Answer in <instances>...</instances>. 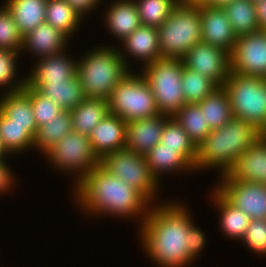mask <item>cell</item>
I'll use <instances>...</instances> for the list:
<instances>
[{
	"label": "cell",
	"mask_w": 266,
	"mask_h": 267,
	"mask_svg": "<svg viewBox=\"0 0 266 267\" xmlns=\"http://www.w3.org/2000/svg\"><path fill=\"white\" fill-rule=\"evenodd\" d=\"M42 158L54 171L68 175L74 188L90 171L100 165L89 136L70 132L50 148ZM73 176V177H71Z\"/></svg>",
	"instance_id": "6"
},
{
	"label": "cell",
	"mask_w": 266,
	"mask_h": 267,
	"mask_svg": "<svg viewBox=\"0 0 266 267\" xmlns=\"http://www.w3.org/2000/svg\"><path fill=\"white\" fill-rule=\"evenodd\" d=\"M85 20L104 5L106 0H65Z\"/></svg>",
	"instance_id": "43"
},
{
	"label": "cell",
	"mask_w": 266,
	"mask_h": 267,
	"mask_svg": "<svg viewBox=\"0 0 266 267\" xmlns=\"http://www.w3.org/2000/svg\"><path fill=\"white\" fill-rule=\"evenodd\" d=\"M165 147L179 151L195 166L197 148L191 142L186 131L173 117L165 115V126L160 141Z\"/></svg>",
	"instance_id": "35"
},
{
	"label": "cell",
	"mask_w": 266,
	"mask_h": 267,
	"mask_svg": "<svg viewBox=\"0 0 266 267\" xmlns=\"http://www.w3.org/2000/svg\"><path fill=\"white\" fill-rule=\"evenodd\" d=\"M38 91L53 100L64 111L73 110L86 98L77 75L69 81L48 82Z\"/></svg>",
	"instance_id": "27"
},
{
	"label": "cell",
	"mask_w": 266,
	"mask_h": 267,
	"mask_svg": "<svg viewBox=\"0 0 266 267\" xmlns=\"http://www.w3.org/2000/svg\"><path fill=\"white\" fill-rule=\"evenodd\" d=\"M23 91L31 99L33 114L38 127L46 124V121L54 119L63 111L53 100L42 95L38 90L30 88L27 84H25Z\"/></svg>",
	"instance_id": "39"
},
{
	"label": "cell",
	"mask_w": 266,
	"mask_h": 267,
	"mask_svg": "<svg viewBox=\"0 0 266 267\" xmlns=\"http://www.w3.org/2000/svg\"><path fill=\"white\" fill-rule=\"evenodd\" d=\"M70 41L60 30L44 22L23 37L21 54H30L36 60L66 50L72 44Z\"/></svg>",
	"instance_id": "19"
},
{
	"label": "cell",
	"mask_w": 266,
	"mask_h": 267,
	"mask_svg": "<svg viewBox=\"0 0 266 267\" xmlns=\"http://www.w3.org/2000/svg\"><path fill=\"white\" fill-rule=\"evenodd\" d=\"M201 0H182V3H199Z\"/></svg>",
	"instance_id": "47"
},
{
	"label": "cell",
	"mask_w": 266,
	"mask_h": 267,
	"mask_svg": "<svg viewBox=\"0 0 266 267\" xmlns=\"http://www.w3.org/2000/svg\"><path fill=\"white\" fill-rule=\"evenodd\" d=\"M157 30L161 57L182 59L202 42L199 3H179Z\"/></svg>",
	"instance_id": "5"
},
{
	"label": "cell",
	"mask_w": 266,
	"mask_h": 267,
	"mask_svg": "<svg viewBox=\"0 0 266 267\" xmlns=\"http://www.w3.org/2000/svg\"><path fill=\"white\" fill-rule=\"evenodd\" d=\"M1 2L12 14L18 31L23 37L45 22L48 0H4Z\"/></svg>",
	"instance_id": "24"
},
{
	"label": "cell",
	"mask_w": 266,
	"mask_h": 267,
	"mask_svg": "<svg viewBox=\"0 0 266 267\" xmlns=\"http://www.w3.org/2000/svg\"><path fill=\"white\" fill-rule=\"evenodd\" d=\"M255 256L266 258V219H252L240 241Z\"/></svg>",
	"instance_id": "40"
},
{
	"label": "cell",
	"mask_w": 266,
	"mask_h": 267,
	"mask_svg": "<svg viewBox=\"0 0 266 267\" xmlns=\"http://www.w3.org/2000/svg\"><path fill=\"white\" fill-rule=\"evenodd\" d=\"M233 117L251 122L266 134V78L230 72L223 84Z\"/></svg>",
	"instance_id": "7"
},
{
	"label": "cell",
	"mask_w": 266,
	"mask_h": 267,
	"mask_svg": "<svg viewBox=\"0 0 266 267\" xmlns=\"http://www.w3.org/2000/svg\"><path fill=\"white\" fill-rule=\"evenodd\" d=\"M183 67L182 59L161 58L139 69L160 114L173 117L186 104L181 83Z\"/></svg>",
	"instance_id": "8"
},
{
	"label": "cell",
	"mask_w": 266,
	"mask_h": 267,
	"mask_svg": "<svg viewBox=\"0 0 266 267\" xmlns=\"http://www.w3.org/2000/svg\"><path fill=\"white\" fill-rule=\"evenodd\" d=\"M165 126V115L128 121L125 149L145 156L160 141Z\"/></svg>",
	"instance_id": "21"
},
{
	"label": "cell",
	"mask_w": 266,
	"mask_h": 267,
	"mask_svg": "<svg viewBox=\"0 0 266 267\" xmlns=\"http://www.w3.org/2000/svg\"><path fill=\"white\" fill-rule=\"evenodd\" d=\"M10 154L5 150V148L3 147L2 141H1V137H0V158L1 159H9L12 156H9Z\"/></svg>",
	"instance_id": "46"
},
{
	"label": "cell",
	"mask_w": 266,
	"mask_h": 267,
	"mask_svg": "<svg viewBox=\"0 0 266 267\" xmlns=\"http://www.w3.org/2000/svg\"><path fill=\"white\" fill-rule=\"evenodd\" d=\"M201 10V40L232 53L237 36L222 6H209L199 2Z\"/></svg>",
	"instance_id": "17"
},
{
	"label": "cell",
	"mask_w": 266,
	"mask_h": 267,
	"mask_svg": "<svg viewBox=\"0 0 266 267\" xmlns=\"http://www.w3.org/2000/svg\"><path fill=\"white\" fill-rule=\"evenodd\" d=\"M216 180H239L266 185V134L239 155L231 168Z\"/></svg>",
	"instance_id": "16"
},
{
	"label": "cell",
	"mask_w": 266,
	"mask_h": 267,
	"mask_svg": "<svg viewBox=\"0 0 266 267\" xmlns=\"http://www.w3.org/2000/svg\"><path fill=\"white\" fill-rule=\"evenodd\" d=\"M69 49L68 47L60 53L32 60L30 72L26 71V84L32 89L39 90L48 82L69 81L76 76V57L80 55H71Z\"/></svg>",
	"instance_id": "14"
},
{
	"label": "cell",
	"mask_w": 266,
	"mask_h": 267,
	"mask_svg": "<svg viewBox=\"0 0 266 267\" xmlns=\"http://www.w3.org/2000/svg\"><path fill=\"white\" fill-rule=\"evenodd\" d=\"M71 190L74 207L77 206L81 215L88 219L94 218L95 221L105 217L127 220L128 223L136 221V224L138 221L136 227L139 228L152 206L139 191L119 177L111 175L100 165L94 167Z\"/></svg>",
	"instance_id": "2"
},
{
	"label": "cell",
	"mask_w": 266,
	"mask_h": 267,
	"mask_svg": "<svg viewBox=\"0 0 266 267\" xmlns=\"http://www.w3.org/2000/svg\"><path fill=\"white\" fill-rule=\"evenodd\" d=\"M20 52L0 49V94L19 92L26 84V73H17L21 69L18 58ZM19 74V75H18ZM21 75V77H20ZM19 76V77H18Z\"/></svg>",
	"instance_id": "34"
},
{
	"label": "cell",
	"mask_w": 266,
	"mask_h": 267,
	"mask_svg": "<svg viewBox=\"0 0 266 267\" xmlns=\"http://www.w3.org/2000/svg\"><path fill=\"white\" fill-rule=\"evenodd\" d=\"M100 166L139 191L152 205L166 202L161 200L159 194L164 186L152 176L145 156L122 149L104 155Z\"/></svg>",
	"instance_id": "10"
},
{
	"label": "cell",
	"mask_w": 266,
	"mask_h": 267,
	"mask_svg": "<svg viewBox=\"0 0 266 267\" xmlns=\"http://www.w3.org/2000/svg\"><path fill=\"white\" fill-rule=\"evenodd\" d=\"M117 47L125 66L129 70L135 69L134 63L136 62V64H141L140 66L136 65L138 69H141L162 58L158 30L155 27L140 25Z\"/></svg>",
	"instance_id": "15"
},
{
	"label": "cell",
	"mask_w": 266,
	"mask_h": 267,
	"mask_svg": "<svg viewBox=\"0 0 266 267\" xmlns=\"http://www.w3.org/2000/svg\"><path fill=\"white\" fill-rule=\"evenodd\" d=\"M79 52L77 76L86 98L108 100L120 80L130 71L124 64L118 47L111 44L94 45Z\"/></svg>",
	"instance_id": "4"
},
{
	"label": "cell",
	"mask_w": 266,
	"mask_h": 267,
	"mask_svg": "<svg viewBox=\"0 0 266 267\" xmlns=\"http://www.w3.org/2000/svg\"><path fill=\"white\" fill-rule=\"evenodd\" d=\"M208 197L211 199L210 203L213 204L212 208H216L214 212H218L219 231L226 239L239 243L249 226L250 217L231 204L214 186Z\"/></svg>",
	"instance_id": "22"
},
{
	"label": "cell",
	"mask_w": 266,
	"mask_h": 267,
	"mask_svg": "<svg viewBox=\"0 0 266 267\" xmlns=\"http://www.w3.org/2000/svg\"><path fill=\"white\" fill-rule=\"evenodd\" d=\"M141 25L160 27L179 4L177 0H134Z\"/></svg>",
	"instance_id": "37"
},
{
	"label": "cell",
	"mask_w": 266,
	"mask_h": 267,
	"mask_svg": "<svg viewBox=\"0 0 266 267\" xmlns=\"http://www.w3.org/2000/svg\"><path fill=\"white\" fill-rule=\"evenodd\" d=\"M0 137L5 150L10 156H20L34 151V135L29 131V125L11 124L10 119L0 111ZM15 155V156H14Z\"/></svg>",
	"instance_id": "28"
},
{
	"label": "cell",
	"mask_w": 266,
	"mask_h": 267,
	"mask_svg": "<svg viewBox=\"0 0 266 267\" xmlns=\"http://www.w3.org/2000/svg\"><path fill=\"white\" fill-rule=\"evenodd\" d=\"M127 122L108 113L89 135L92 149L99 159L108 153L125 149Z\"/></svg>",
	"instance_id": "20"
},
{
	"label": "cell",
	"mask_w": 266,
	"mask_h": 267,
	"mask_svg": "<svg viewBox=\"0 0 266 267\" xmlns=\"http://www.w3.org/2000/svg\"><path fill=\"white\" fill-rule=\"evenodd\" d=\"M200 227L201 225L197 226L196 222L189 228L188 254L195 262L200 258L207 245L206 232Z\"/></svg>",
	"instance_id": "41"
},
{
	"label": "cell",
	"mask_w": 266,
	"mask_h": 267,
	"mask_svg": "<svg viewBox=\"0 0 266 267\" xmlns=\"http://www.w3.org/2000/svg\"><path fill=\"white\" fill-rule=\"evenodd\" d=\"M222 7L237 37L260 30L255 4L250 0H231Z\"/></svg>",
	"instance_id": "31"
},
{
	"label": "cell",
	"mask_w": 266,
	"mask_h": 267,
	"mask_svg": "<svg viewBox=\"0 0 266 267\" xmlns=\"http://www.w3.org/2000/svg\"><path fill=\"white\" fill-rule=\"evenodd\" d=\"M0 111L10 119L11 124L29 125V131L36 135L38 126L31 99L23 90L0 95Z\"/></svg>",
	"instance_id": "25"
},
{
	"label": "cell",
	"mask_w": 266,
	"mask_h": 267,
	"mask_svg": "<svg viewBox=\"0 0 266 267\" xmlns=\"http://www.w3.org/2000/svg\"><path fill=\"white\" fill-rule=\"evenodd\" d=\"M85 20L65 0H48L45 22L74 39Z\"/></svg>",
	"instance_id": "30"
},
{
	"label": "cell",
	"mask_w": 266,
	"mask_h": 267,
	"mask_svg": "<svg viewBox=\"0 0 266 267\" xmlns=\"http://www.w3.org/2000/svg\"><path fill=\"white\" fill-rule=\"evenodd\" d=\"M230 59L231 72L266 78V31L237 37Z\"/></svg>",
	"instance_id": "11"
},
{
	"label": "cell",
	"mask_w": 266,
	"mask_h": 267,
	"mask_svg": "<svg viewBox=\"0 0 266 267\" xmlns=\"http://www.w3.org/2000/svg\"><path fill=\"white\" fill-rule=\"evenodd\" d=\"M252 3H254V4H256V3H258V2H261V1H263V0H250Z\"/></svg>",
	"instance_id": "48"
},
{
	"label": "cell",
	"mask_w": 266,
	"mask_h": 267,
	"mask_svg": "<svg viewBox=\"0 0 266 267\" xmlns=\"http://www.w3.org/2000/svg\"><path fill=\"white\" fill-rule=\"evenodd\" d=\"M182 88L185 103H199L219 86L210 78L183 67Z\"/></svg>",
	"instance_id": "36"
},
{
	"label": "cell",
	"mask_w": 266,
	"mask_h": 267,
	"mask_svg": "<svg viewBox=\"0 0 266 267\" xmlns=\"http://www.w3.org/2000/svg\"><path fill=\"white\" fill-rule=\"evenodd\" d=\"M23 46V36L18 31L12 14L2 3L0 6V49L20 52Z\"/></svg>",
	"instance_id": "38"
},
{
	"label": "cell",
	"mask_w": 266,
	"mask_h": 267,
	"mask_svg": "<svg viewBox=\"0 0 266 267\" xmlns=\"http://www.w3.org/2000/svg\"><path fill=\"white\" fill-rule=\"evenodd\" d=\"M109 113L126 122L151 118L160 114L154 95L140 71L130 70L111 92Z\"/></svg>",
	"instance_id": "9"
},
{
	"label": "cell",
	"mask_w": 266,
	"mask_h": 267,
	"mask_svg": "<svg viewBox=\"0 0 266 267\" xmlns=\"http://www.w3.org/2000/svg\"><path fill=\"white\" fill-rule=\"evenodd\" d=\"M231 0H201L200 3L206 4L209 6H223L225 3L230 2Z\"/></svg>",
	"instance_id": "45"
},
{
	"label": "cell",
	"mask_w": 266,
	"mask_h": 267,
	"mask_svg": "<svg viewBox=\"0 0 266 267\" xmlns=\"http://www.w3.org/2000/svg\"><path fill=\"white\" fill-rule=\"evenodd\" d=\"M173 118L183 127L196 148L211 132L210 126L204 117V112L197 103H186Z\"/></svg>",
	"instance_id": "33"
},
{
	"label": "cell",
	"mask_w": 266,
	"mask_h": 267,
	"mask_svg": "<svg viewBox=\"0 0 266 267\" xmlns=\"http://www.w3.org/2000/svg\"><path fill=\"white\" fill-rule=\"evenodd\" d=\"M184 66L223 86L231 72L230 53L222 48L200 42L182 58Z\"/></svg>",
	"instance_id": "13"
},
{
	"label": "cell",
	"mask_w": 266,
	"mask_h": 267,
	"mask_svg": "<svg viewBox=\"0 0 266 267\" xmlns=\"http://www.w3.org/2000/svg\"><path fill=\"white\" fill-rule=\"evenodd\" d=\"M255 9L260 30L266 31V0L256 3Z\"/></svg>",
	"instance_id": "44"
},
{
	"label": "cell",
	"mask_w": 266,
	"mask_h": 267,
	"mask_svg": "<svg viewBox=\"0 0 266 267\" xmlns=\"http://www.w3.org/2000/svg\"><path fill=\"white\" fill-rule=\"evenodd\" d=\"M7 160L8 159L0 158V198L1 195L7 197L8 193H12V191L16 189L15 185L19 183L17 182L19 178L15 175L16 172H12L13 170Z\"/></svg>",
	"instance_id": "42"
},
{
	"label": "cell",
	"mask_w": 266,
	"mask_h": 267,
	"mask_svg": "<svg viewBox=\"0 0 266 267\" xmlns=\"http://www.w3.org/2000/svg\"><path fill=\"white\" fill-rule=\"evenodd\" d=\"M216 183V184H215ZM213 185L250 219H266V185L239 180H216Z\"/></svg>",
	"instance_id": "12"
},
{
	"label": "cell",
	"mask_w": 266,
	"mask_h": 267,
	"mask_svg": "<svg viewBox=\"0 0 266 267\" xmlns=\"http://www.w3.org/2000/svg\"><path fill=\"white\" fill-rule=\"evenodd\" d=\"M197 104L204 112L211 130L221 128L233 118L229 97L223 86L216 88Z\"/></svg>",
	"instance_id": "32"
},
{
	"label": "cell",
	"mask_w": 266,
	"mask_h": 267,
	"mask_svg": "<svg viewBox=\"0 0 266 267\" xmlns=\"http://www.w3.org/2000/svg\"><path fill=\"white\" fill-rule=\"evenodd\" d=\"M264 134L251 122L233 117L221 128L213 129L197 148L195 172L213 171L224 175L239 155Z\"/></svg>",
	"instance_id": "3"
},
{
	"label": "cell",
	"mask_w": 266,
	"mask_h": 267,
	"mask_svg": "<svg viewBox=\"0 0 266 267\" xmlns=\"http://www.w3.org/2000/svg\"><path fill=\"white\" fill-rule=\"evenodd\" d=\"M105 6L103 24L118 46L141 25L139 13L134 0H110Z\"/></svg>",
	"instance_id": "18"
},
{
	"label": "cell",
	"mask_w": 266,
	"mask_h": 267,
	"mask_svg": "<svg viewBox=\"0 0 266 267\" xmlns=\"http://www.w3.org/2000/svg\"><path fill=\"white\" fill-rule=\"evenodd\" d=\"M109 113L108 100L85 98L70 111L73 131L89 136L95 126Z\"/></svg>",
	"instance_id": "26"
},
{
	"label": "cell",
	"mask_w": 266,
	"mask_h": 267,
	"mask_svg": "<svg viewBox=\"0 0 266 267\" xmlns=\"http://www.w3.org/2000/svg\"><path fill=\"white\" fill-rule=\"evenodd\" d=\"M171 198L150 207L142 225L135 229L138 245L154 266L191 267L197 263L188 254L187 246L194 217L184 200Z\"/></svg>",
	"instance_id": "1"
},
{
	"label": "cell",
	"mask_w": 266,
	"mask_h": 267,
	"mask_svg": "<svg viewBox=\"0 0 266 267\" xmlns=\"http://www.w3.org/2000/svg\"><path fill=\"white\" fill-rule=\"evenodd\" d=\"M73 131L70 111H62L54 119L39 126L34 137L33 149L44 155L64 136Z\"/></svg>",
	"instance_id": "29"
},
{
	"label": "cell",
	"mask_w": 266,
	"mask_h": 267,
	"mask_svg": "<svg viewBox=\"0 0 266 267\" xmlns=\"http://www.w3.org/2000/svg\"><path fill=\"white\" fill-rule=\"evenodd\" d=\"M152 176L162 185V176L196 173L195 166L179 151L170 149L159 142L146 155Z\"/></svg>",
	"instance_id": "23"
}]
</instances>
